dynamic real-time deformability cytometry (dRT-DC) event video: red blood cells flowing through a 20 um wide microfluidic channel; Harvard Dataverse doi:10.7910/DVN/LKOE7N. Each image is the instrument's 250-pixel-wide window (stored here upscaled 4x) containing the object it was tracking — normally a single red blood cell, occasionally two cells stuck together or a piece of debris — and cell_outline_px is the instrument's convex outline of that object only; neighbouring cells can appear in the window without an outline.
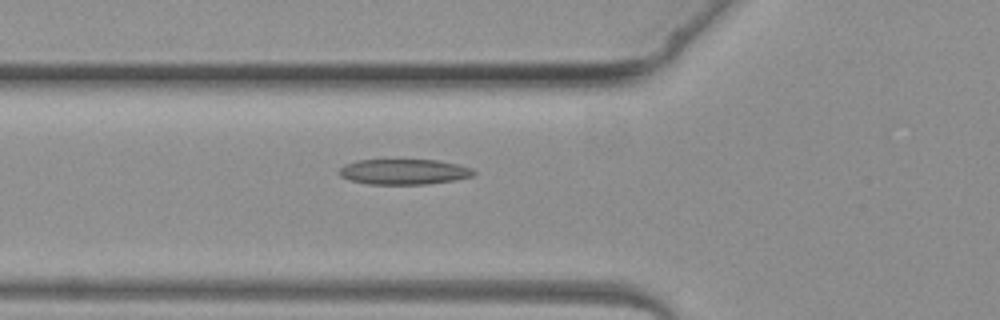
{"species": "common noctule bat (a hibernating species)", "species_latin": "Nyctalus noctula", "temperature_condition": "warm", "stored_images_in_passage": 2, "camera_frame_rate_fps": 3000, "um_per_image_px": 0.085, "animal": {"sex": "female", "body_mass_g": 19.3, "forearm_length_mm": 54.1}, "frame": {"image": 1, "passage_image": 2, "time_ms": 1.333, "image_size_px": [1000, 320], "cell_outline_px": [[476, 172], [472, 176], [456, 180], [428, 184], [368, 184], [348, 180], [340, 176], [340, 168], [344, 164], [356, 160], [436, 160], [456, 164], [472, 168]], "centroid_in_image_um": [34.32, 14.6], "position_along_channel_um": 91.5, "area_um2": 19.94}}